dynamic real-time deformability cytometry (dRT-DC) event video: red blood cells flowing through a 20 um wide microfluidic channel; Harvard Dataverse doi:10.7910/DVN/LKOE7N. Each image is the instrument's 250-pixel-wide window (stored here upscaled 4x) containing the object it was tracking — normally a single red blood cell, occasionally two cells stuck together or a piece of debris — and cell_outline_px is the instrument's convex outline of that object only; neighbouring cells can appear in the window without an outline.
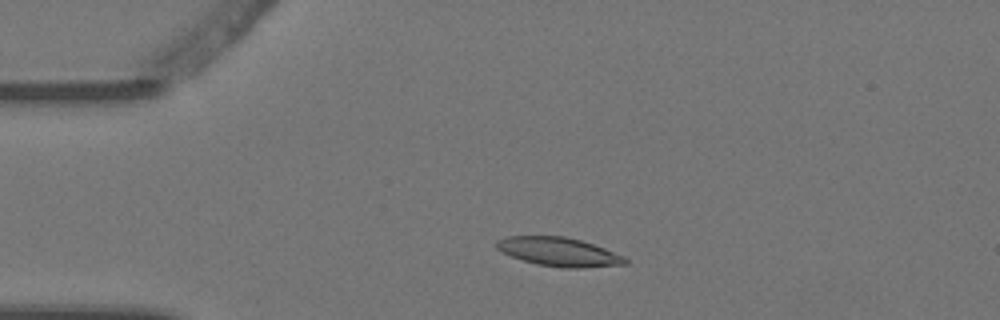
{"species": "Egyptian fruit bat (a non-hibernating species)", "species_latin": "Rousettus aegyptiacus", "temperature_condition": "warm", "stored_images_in_passage": 3, "camera_frame_rate_fps": 3000, "um_per_image_px": 0.085, "animal": {"sex": "female"}, "frame": {"image": 1, "passage_image": 2, "time_ms": 0.333, "image_size_px": [1000, 320], "cell_outline_px": [[628, 264], [584, 268], [560, 268], [536, 264], [512, 256], [496, 248], [496, 240], [508, 236], [564, 236], [580, 240], [604, 248], [624, 256], [628, 260]], "centroid_in_image_um": [47.53, 21.41], "position_along_channel_um": 37.5, "area_um2": 21.56}}